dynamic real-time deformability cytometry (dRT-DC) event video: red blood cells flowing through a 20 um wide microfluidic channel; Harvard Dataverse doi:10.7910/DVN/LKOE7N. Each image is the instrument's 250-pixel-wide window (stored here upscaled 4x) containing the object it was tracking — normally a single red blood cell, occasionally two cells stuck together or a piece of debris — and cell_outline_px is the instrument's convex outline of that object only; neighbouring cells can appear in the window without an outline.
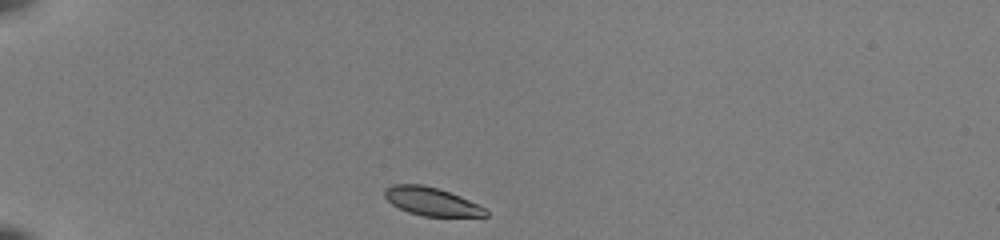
{"species": "common noctule bat (a hibernating species)", "species_latin": "Nyctalus noctula", "temperature_condition": "room temperature", "stored_images_in_passage": 38, "camera_frame_rate_fps": 3000, "um_per_image_px": 0.085, "animal": {"sex": "female", "body_mass_g": 22.0, "forearm_length_mm": 56.7}, "frame": {"image": 1, "passage_image": 1, "time_ms": 0.0, "image_size_px": [1000, 240], "cell_outline_px": [[488, 216], [424, 216], [408, 212], [392, 204], [384, 196], [384, 188], [392, 184], [420, 184], [440, 188], [480, 204], [488, 212]], "centroid_in_image_um": [36.68, 17.11], "position_along_channel_um": 48.3, "area_um2": 16.7}}
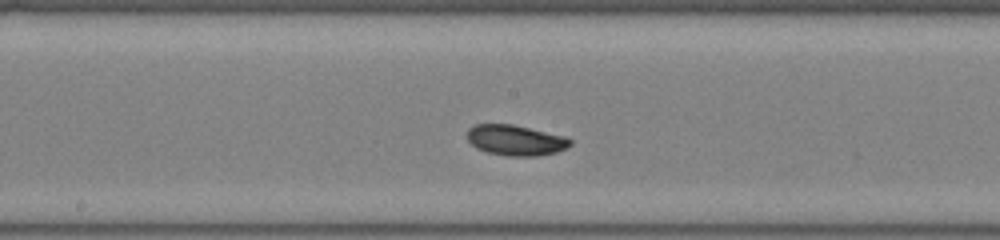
{"frame": {"image": 2, "passage_image": 16, "time_ms": 5.0, "image_size_px": [1000, 240], "cell_outline_px": [[572, 144], [568, 148], [556, 152], [536, 156], [508, 156], [484, 152], [476, 148], [468, 140], [468, 128], [476, 124], [512, 124], [564, 136], [572, 140]], "centroid_in_image_um": [43.82, 11.93], "position_along_channel_um": 204.4, "area_um2": 18.38}}
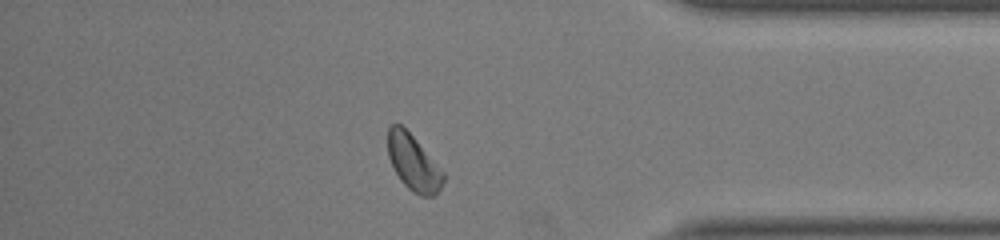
{"frame": {"image": 3, "passage_image": 32, "time_ms": 10.333, "image_size_px": [1000, 240], "cell_outline_px": [[444, 180], [440, 188], [432, 196], [420, 196], [412, 192], [400, 180], [388, 156], [388, 128], [392, 124], [400, 124], [412, 136], [444, 172]], "centroid_in_image_um": [35.13, 13.85], "position_along_channel_um": 400.1, "area_um2": 17.63}, "authors_computed_cell_mechanics": {"area_um2": 18.0047, "velocity_mm_per_s": 3.9442, "shape_relaxation_time_tau1_ms": 4.8651, "shape_relaxation_time_tau2_ms": null, "deformation_change_tau1": 0.1477, "deformation_change_tau2": null}}